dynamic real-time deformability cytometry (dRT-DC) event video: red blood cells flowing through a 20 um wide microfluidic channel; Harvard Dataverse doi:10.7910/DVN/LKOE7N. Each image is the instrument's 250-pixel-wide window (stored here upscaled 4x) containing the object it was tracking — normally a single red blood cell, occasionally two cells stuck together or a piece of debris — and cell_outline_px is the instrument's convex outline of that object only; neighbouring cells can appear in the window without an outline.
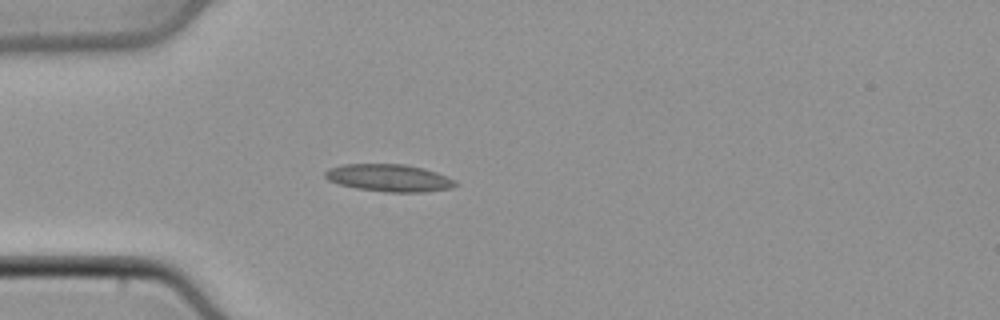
{"species": "common noctule bat (a hibernating species)", "species_latin": "Nyctalus noctula", "temperature_condition": "cold", "stored_images_in_passage": 36, "camera_frame_rate_fps": 3000, "um_per_image_px": 0.085, "animal": {"sex": "male", "body_mass_g": 21.5, "forearm_length_mm": 52.0}, "frame": {"image": 1, "passage_image": 1, "time_ms": 0.0, "image_size_px": [1000, 320], "cell_outline_px": [[460, 184], [452, 188], [424, 192], [388, 192], [356, 188], [340, 184], [328, 180], [324, 176], [324, 172], [328, 168], [344, 164], [404, 164], [424, 168], [436, 172]], "centroid_in_image_um": [33.05, 15.12], "position_along_channel_um": 51.9, "area_um2": 20.69}}
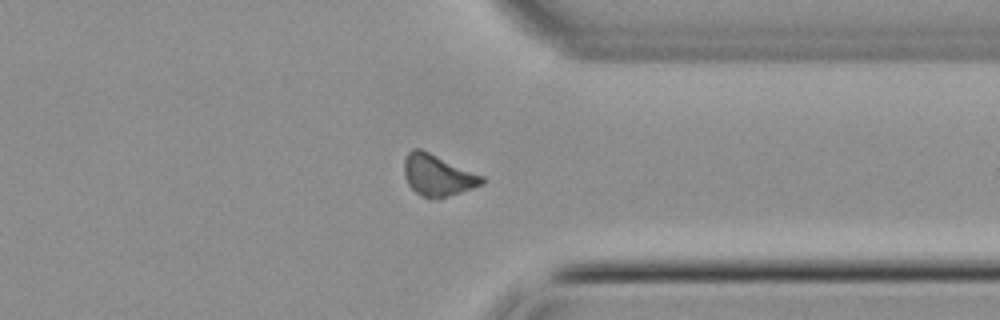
{"frame": {"image": 2, "passage_image": 25, "time_ms": 8.0, "image_size_px": [1000, 320], "cell_outline_px": [[484, 184], [448, 196], [420, 196], [408, 184], [404, 172], [404, 160], [408, 152], [412, 148], [420, 148], [484, 176]], "centroid_in_image_um": [37.2, 14.86], "position_along_channel_um": 374.2, "area_um2": 18.38}}
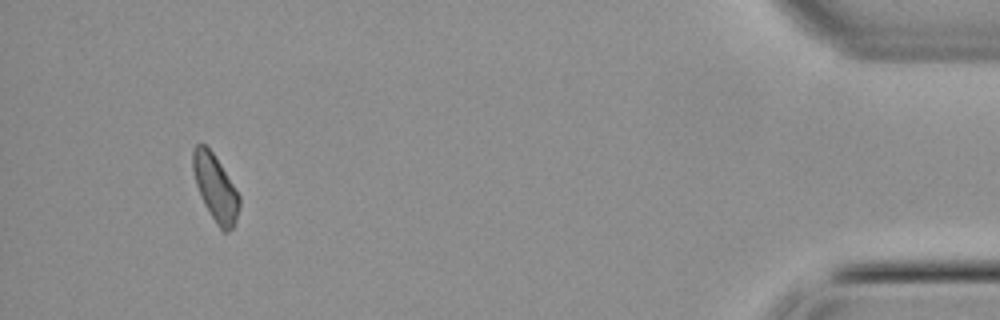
{"frame": {"image": 3, "passage_image": 33, "time_ms": 10.667, "image_size_px": [1000, 320], "cell_outline_px": [[240, 208], [236, 220], [232, 228], [228, 232], [224, 232], [216, 224], [204, 204], [196, 184], [192, 168], [192, 148], [196, 144], [204, 144], [212, 152], [220, 164], [240, 196]], "centroid_in_image_um": [18.3, 15.97], "position_along_channel_um": 416.9, "area_um2": 17.8}}